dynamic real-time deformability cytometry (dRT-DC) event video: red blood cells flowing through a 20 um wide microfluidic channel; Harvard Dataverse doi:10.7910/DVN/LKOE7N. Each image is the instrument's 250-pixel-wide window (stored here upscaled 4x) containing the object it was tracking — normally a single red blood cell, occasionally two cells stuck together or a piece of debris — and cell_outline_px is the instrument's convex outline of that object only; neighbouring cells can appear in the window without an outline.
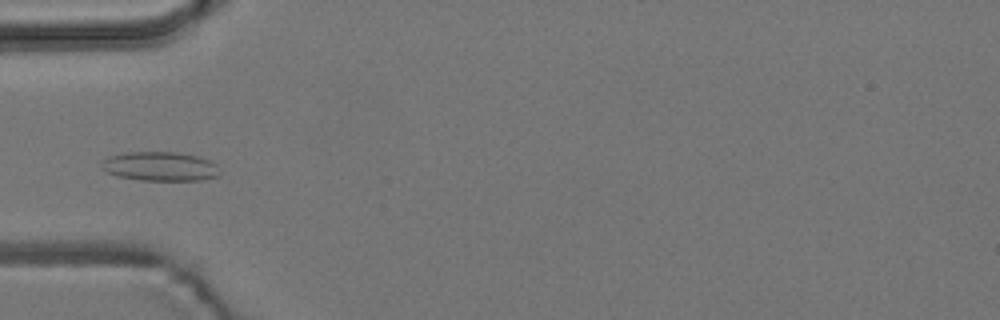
{"species": "common noctule bat (a hibernating species)", "species_latin": "Nyctalus noctula", "temperature_condition": "room temperature", "stored_images_in_passage": 8, "camera_frame_rate_fps": 3000, "um_per_image_px": 0.085, "animal": {"sex": "male", "body_mass_g": 19.2, "forearm_length_mm": 51.8}, "frame": {"image": 1, "passage_image": 5, "time_ms": 4.667, "image_size_px": [1000, 320], "cell_outline_px": [[220, 176], [200, 180], [140, 180], [116, 176], [104, 172], [100, 168], [100, 164], [108, 156], [128, 152], [176, 152], [196, 156], [208, 160], [216, 164], [220, 172]], "centroid_in_image_um": [13.57, 14.15], "position_along_channel_um": 71.4, "area_um2": 20.23}}
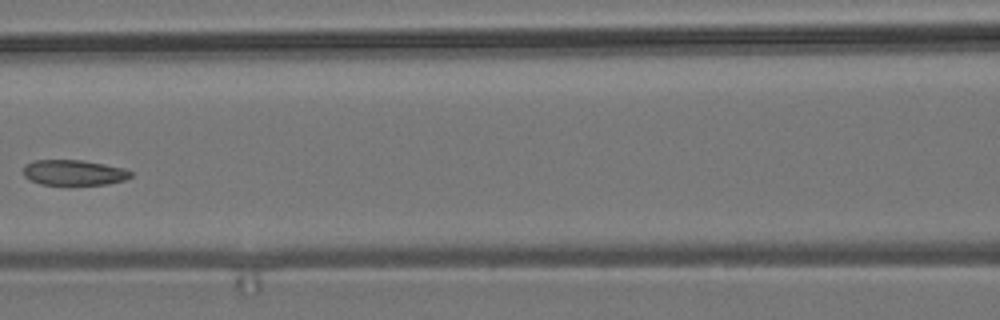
{"frame": {"image": 2, "passage_image": 7, "time_ms": 7.0, "image_size_px": [1000, 320], "cell_outline_px": [[132, 176], [124, 180], [108, 184], [40, 184], [24, 176], [24, 168], [32, 160], [84, 160], [124, 168], [132, 172]], "centroid_in_image_um": [6.31, 14.66], "position_along_channel_um": 160.3, "area_um2": 15.72}}
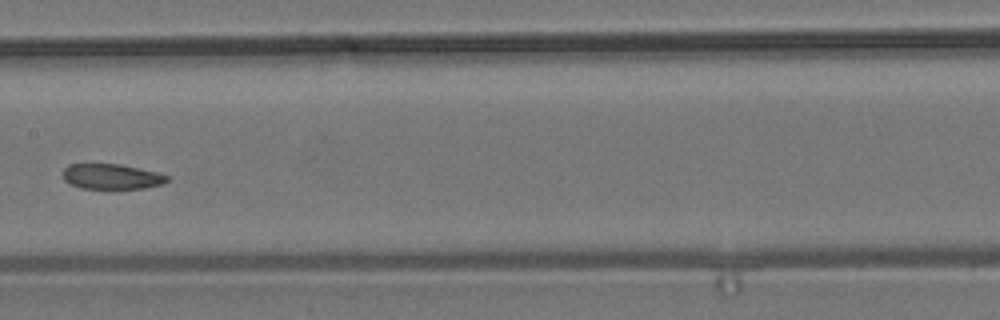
{"frame": {"image": 3, "passage_image": 8, "time_ms": 8.0, "image_size_px": [1000, 320], "cell_outline_px": [[168, 180], [164, 184], [144, 188], [112, 192], [80, 188], [64, 180], [64, 168], [68, 164], [120, 164], [160, 172], [168, 176]], "centroid_in_image_um": [9.53, 15.06], "position_along_channel_um": 197.9, "area_um2": 16.24}}